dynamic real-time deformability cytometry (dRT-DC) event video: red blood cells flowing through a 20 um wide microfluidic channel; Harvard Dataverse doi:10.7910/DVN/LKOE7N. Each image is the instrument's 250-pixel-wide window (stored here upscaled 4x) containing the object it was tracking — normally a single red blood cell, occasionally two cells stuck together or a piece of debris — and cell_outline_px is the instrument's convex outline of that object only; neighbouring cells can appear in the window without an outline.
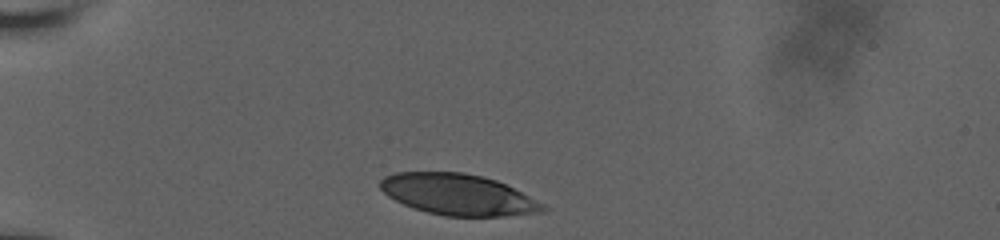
{"species": "human", "species_latin": "Homo sapiens", "temperature_condition": "room temperature", "stored_images_in_passage": 31, "camera_frame_rate_fps": 3000, "um_per_image_px": 0.085, "donor": {"sex": "male"}, "frame": {"image": 1, "passage_image": 1, "time_ms": 0.0, "image_size_px": [1000, 240], "cell_outline_px": [[548, 208], [544, 212], [504, 216], [444, 216], [412, 208], [388, 196], [380, 188], [380, 180], [384, 176], [396, 172], [464, 172], [484, 176], [496, 180], [544, 204]], "centroid_in_image_um": [38.92, 16.53], "position_along_channel_um": 46.1, "area_um2": 38.84}}
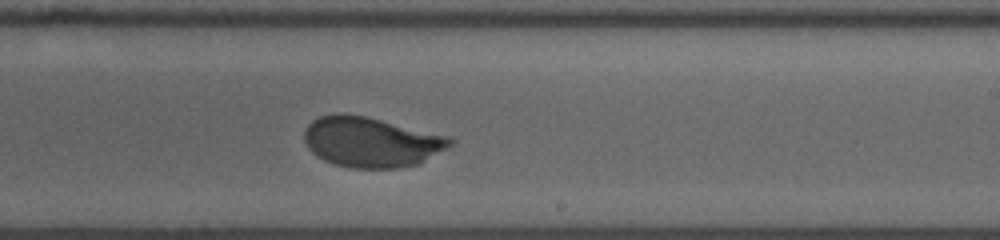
{"frame": {"image": 2, "passage_image": 17, "time_ms": 6.667, "image_size_px": [1000, 240], "cell_outline_px": [[452, 144], [448, 148], [420, 164], [400, 168], [352, 168], [336, 164], [324, 160], [316, 156], [308, 148], [304, 140], [304, 128], [312, 120], [320, 116], [336, 112], [344, 112], [364, 116], [448, 136], [452, 140]], "centroid_in_image_um": [31.52, 12.07], "position_along_channel_um": 257.5, "area_um2": 42.77}}
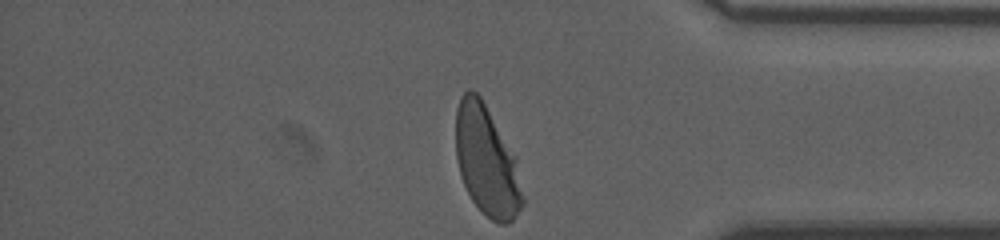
{"frame": {"image": 3, "passage_image": 31, "time_ms": 10.667, "image_size_px": [1000, 240], "cell_outline_px": [[524, 204], [512, 220], [508, 224], [500, 224], [492, 220], [472, 200], [460, 176], [456, 156], [456, 108], [460, 96], [468, 88], [472, 88], [480, 96], [516, 156], [524, 200]], "centroid_in_image_um": [41.37, 13.66], "position_along_channel_um": 393.8, "area_um2": 42.83}, "authors_computed_cell_mechanics": {"area_um2": 42.7142, "velocity_mm_per_s": 3.7649, "shape_relaxation_time_tau1_ms": 3.4238, "shape_relaxation_time_tau2_ms": null, "deformation_change_tau1": 0.1747, "deformation_change_tau2": null}}